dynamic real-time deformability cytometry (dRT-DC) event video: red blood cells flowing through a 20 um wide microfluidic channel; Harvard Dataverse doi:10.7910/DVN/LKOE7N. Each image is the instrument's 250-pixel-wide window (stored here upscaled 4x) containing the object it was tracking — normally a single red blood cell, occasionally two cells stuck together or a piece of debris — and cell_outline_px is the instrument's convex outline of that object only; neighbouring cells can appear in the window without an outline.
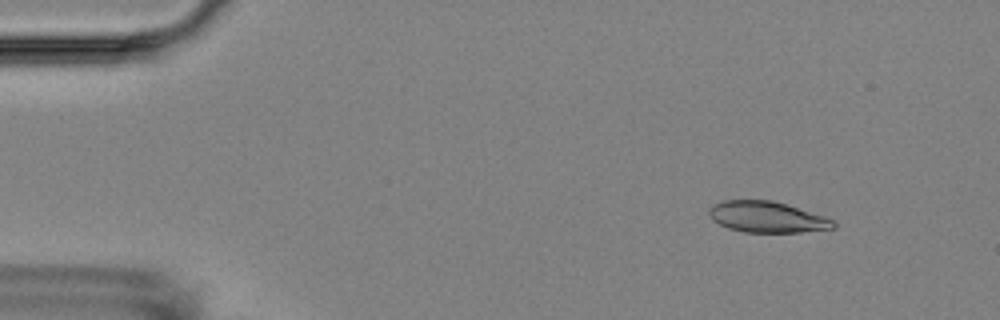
{"species": "Egyptian fruit bat (a non-hibernating species)", "species_latin": "Rousettus aegyptiacus", "temperature_condition": "room temperature", "stored_images_in_passage": 5, "camera_frame_rate_fps": 3000, "um_per_image_px": 0.085, "animal": {"sex": "female"}, "frame": {"image": 1, "passage_image": 2, "time_ms": 1.333, "image_size_px": [1000, 320], "cell_outline_px": [[836, 228], [800, 232], [744, 232], [728, 228], [712, 220], [708, 212], [708, 208], [712, 204], [724, 200], [772, 200], [824, 216], [832, 220], [836, 224]], "centroid_in_image_um": [65.16, 18.44], "position_along_channel_um": 19.8, "area_um2": 22.43}}